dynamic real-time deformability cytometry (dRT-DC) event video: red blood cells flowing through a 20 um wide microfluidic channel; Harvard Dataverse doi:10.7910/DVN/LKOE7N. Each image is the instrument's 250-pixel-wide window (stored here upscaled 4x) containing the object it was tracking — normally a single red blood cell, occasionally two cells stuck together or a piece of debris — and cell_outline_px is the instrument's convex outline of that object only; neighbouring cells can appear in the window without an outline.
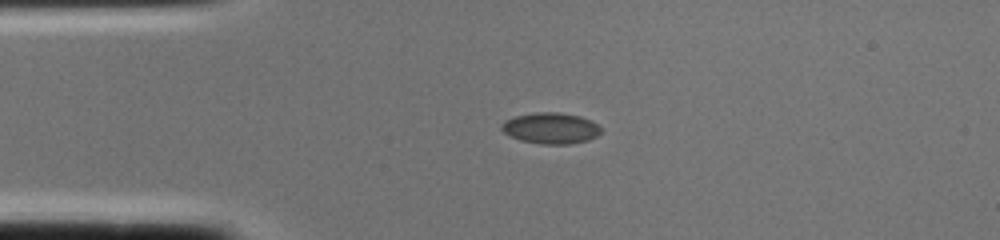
{"species": "common noctule bat (a hibernating species)", "species_latin": "Nyctalus noctula", "temperature_condition": "cold", "stored_images_in_passage": 2, "camera_frame_rate_fps": 3000, "um_per_image_px": 0.085, "animal": {"sex": "female", "body_mass_g": 22.0, "forearm_length_mm": 56.7}, "frame": {"image": 1, "passage_image": 2, "time_ms": 0.333, "image_size_px": [1000, 240], "cell_outline_px": [[600, 132], [596, 136], [588, 140], [568, 144], [540, 144], [520, 140], [504, 132], [500, 128], [500, 124], [504, 120], [516, 116], [536, 112], [556, 112], [580, 116], [596, 124], [600, 128]], "centroid_in_image_um": [46.77, 10.89], "position_along_channel_um": 38.2, "area_um2": 17.8}}